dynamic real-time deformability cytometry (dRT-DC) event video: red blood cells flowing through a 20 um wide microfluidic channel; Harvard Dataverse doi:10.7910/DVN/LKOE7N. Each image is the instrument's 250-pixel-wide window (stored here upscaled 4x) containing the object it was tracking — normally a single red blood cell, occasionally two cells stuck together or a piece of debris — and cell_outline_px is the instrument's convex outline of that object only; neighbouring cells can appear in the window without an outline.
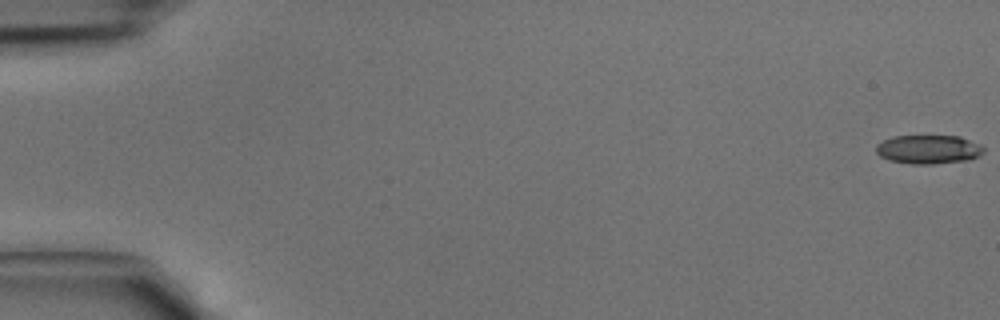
{"species": "common noctule bat (a hibernating species)", "species_latin": "Nyctalus noctula", "temperature_condition": "cold", "stored_images_in_passage": 44, "camera_frame_rate_fps": 3000, "um_per_image_px": 0.085, "animal": {"sex": "male", "body_mass_g": 15.6}, "frame": {"image": 1, "passage_image": 1, "time_ms": 0.0, "image_size_px": [1000, 320], "cell_outline_px": [[984, 152], [968, 160], [932, 164], [912, 164], [888, 160], [880, 156], [876, 152], [876, 144], [892, 136], [960, 136], [980, 144], [984, 148]], "centroid_in_image_um": [78.9, 12.69], "position_along_channel_um": 6.1, "area_um2": 18.09}}
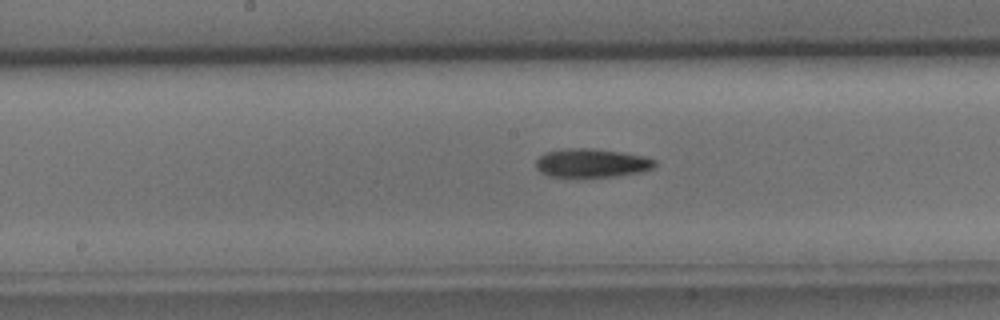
{"frame": {"image": 2, "passage_image": 23, "time_ms": 7.333, "image_size_px": [1000, 320], "cell_outline_px": [[656, 164], [652, 168], [644, 172], [612, 176], [548, 176], [540, 172], [536, 168], [536, 160], [544, 152], [560, 148], [592, 148], [620, 152], [644, 156], [656, 160]], "centroid_in_image_um": [50.27, 13.84], "position_along_channel_um": 197.9, "area_um2": 19.88}}
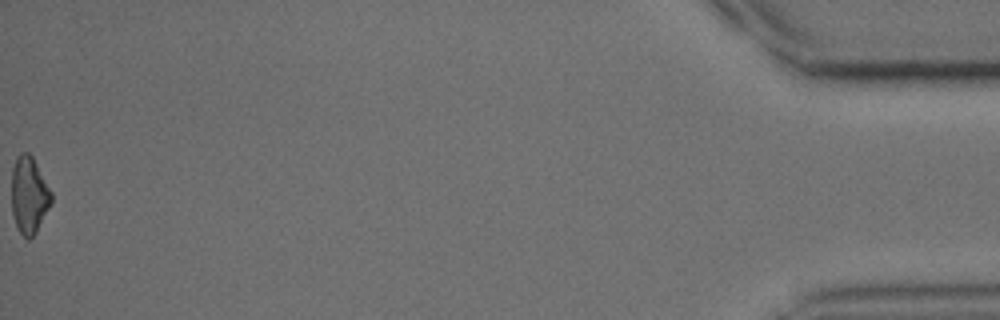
{"frame": {"image": 3, "passage_image": 44, "time_ms": 14.333, "image_size_px": [1000, 320], "cell_outline_px": [[52, 200], [36, 232], [28, 240], [20, 232], [16, 224], [12, 212], [12, 168], [16, 156], [20, 152], [28, 152], [32, 156], [52, 192]], "centroid_in_image_um": [2.46, 16.55], "position_along_channel_um": 432.7, "area_um2": 17.63}}